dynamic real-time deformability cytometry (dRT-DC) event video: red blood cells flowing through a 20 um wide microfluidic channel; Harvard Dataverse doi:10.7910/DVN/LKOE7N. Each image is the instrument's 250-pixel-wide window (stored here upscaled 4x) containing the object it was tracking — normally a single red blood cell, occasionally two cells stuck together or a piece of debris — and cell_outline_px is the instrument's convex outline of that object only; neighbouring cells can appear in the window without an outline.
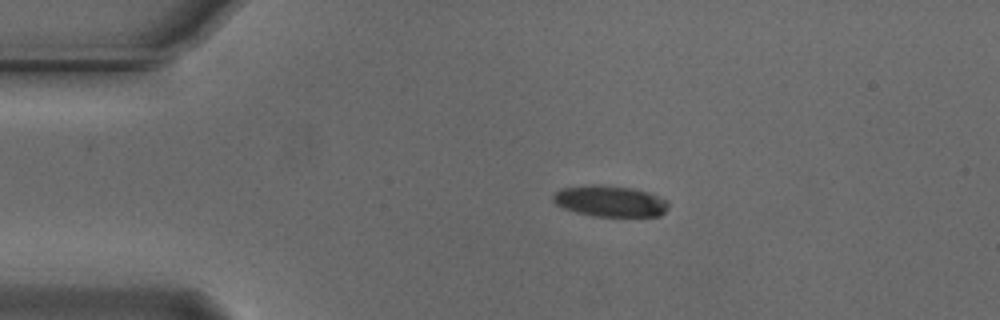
{"species": "Egyptian fruit bat (a non-hibernating species)", "species_latin": "Rousettus aegyptiacus", "temperature_condition": "cold", "stored_images_in_passage": 45, "camera_frame_rate_fps": 3000, "um_per_image_px": 0.085, "animal": {"sex": "male"}, "frame": {"image": 1, "passage_image": 1, "time_ms": 0.0, "image_size_px": [1000, 320], "cell_outline_px": [[668, 208], [660, 216], [592, 216], [576, 212], [564, 208], [556, 204], [552, 200], [552, 196], [560, 188], [632, 188], [648, 192], [668, 200]], "centroid_in_image_um": [51.91, 17.16], "position_along_channel_um": 33.1, "area_um2": 19.88}}
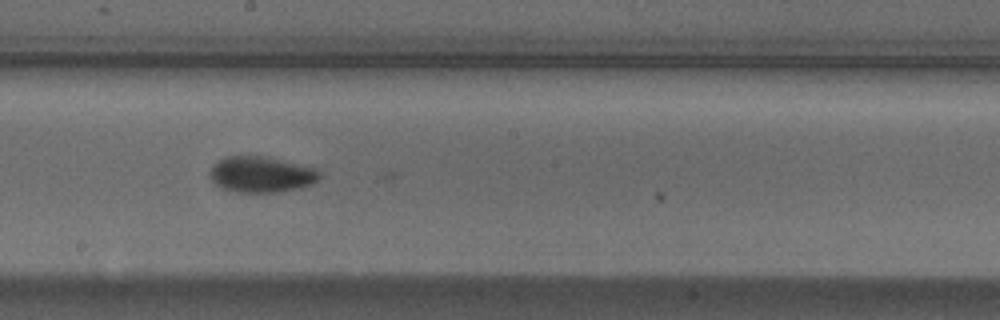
{"frame": {"image": 2, "passage_image": 20, "time_ms": 6.333, "image_size_px": [1000, 320], "cell_outline_px": [[320, 180], [312, 184], [300, 188], [276, 192], [236, 192], [220, 188], [212, 180], [208, 172], [212, 164], [228, 156], [264, 156], [312, 168], [320, 172]], "centroid_in_image_um": [22.16, 14.84], "position_along_channel_um": 226.0, "area_um2": 22.83}}
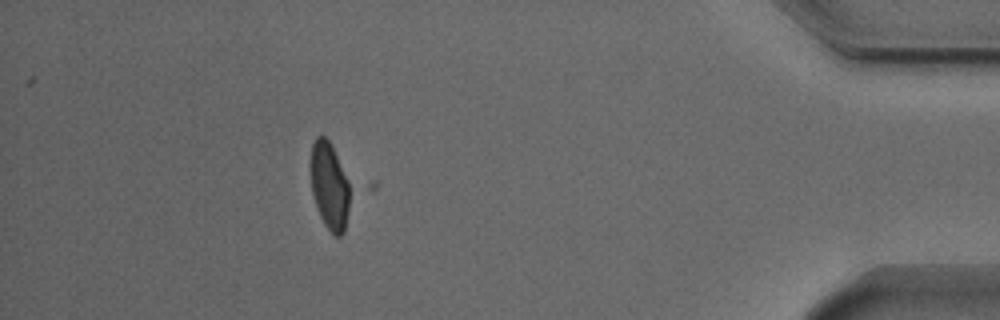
{"frame": {"image": 3, "passage_image": 39, "time_ms": 12.667, "image_size_px": [1000, 320], "cell_outline_px": [[348, 212], [344, 232], [340, 236], [332, 236], [324, 224], [320, 216], [312, 192], [308, 164], [312, 144], [316, 136], [324, 136], [328, 140], [348, 180]], "centroid_in_image_um": [27.95, 15.81], "position_along_channel_um": 407.3, "area_um2": 19.94}}